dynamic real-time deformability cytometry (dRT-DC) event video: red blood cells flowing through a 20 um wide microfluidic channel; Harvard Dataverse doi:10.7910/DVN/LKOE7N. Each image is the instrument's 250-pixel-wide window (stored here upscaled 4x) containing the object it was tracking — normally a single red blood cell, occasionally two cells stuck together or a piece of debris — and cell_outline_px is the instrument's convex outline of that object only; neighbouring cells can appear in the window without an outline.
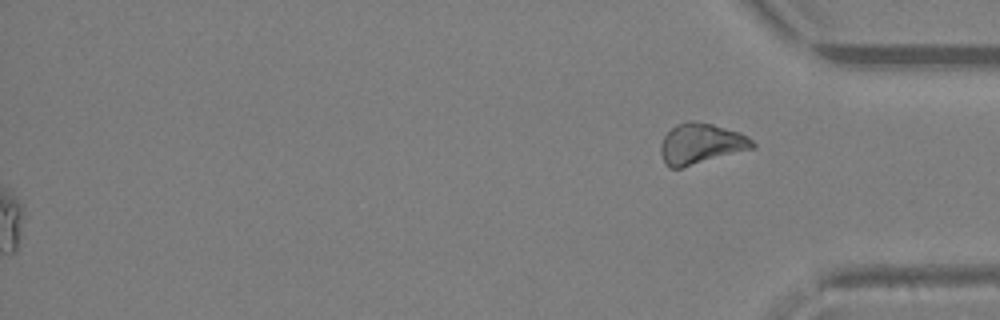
{"species": "Egyptian fruit bat (a non-hibernating species)", "species_latin": "Rousettus aegyptiacus", "temperature_condition": "warm", "stored_images_in_passage": 38, "segment_of_instrument_passage": [2, 2], "camera_frame_rate_fps": 3000, "um_per_image_px": 0.085, "animal": {"sex": "female"}, "frame": {"image": 1, "passage_image": 38, "time_ms": 12.333, "image_size_px": [1000, 320], "cell_outline_px": [[756, 148], [680, 168], [668, 168], [664, 164], [660, 152], [660, 144], [664, 136], [676, 124], [688, 120], [692, 120], [712, 124], [740, 132], [748, 136], [756, 144]], "centroid_in_image_um": [59.58, 12.22], "position_along_channel_um": 375.6, "area_um2": 21.96}}